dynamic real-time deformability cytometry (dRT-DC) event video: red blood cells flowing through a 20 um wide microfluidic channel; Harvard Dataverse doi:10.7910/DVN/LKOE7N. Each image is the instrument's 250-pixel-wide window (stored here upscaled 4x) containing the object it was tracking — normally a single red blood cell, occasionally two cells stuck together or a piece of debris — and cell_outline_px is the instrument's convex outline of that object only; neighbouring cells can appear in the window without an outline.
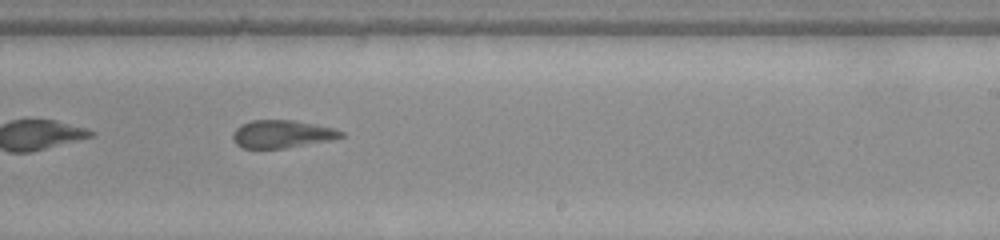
{"species": "common noctule bat (a hibernating species)", "species_latin": "Nyctalus noctula", "temperature_condition": "warm", "stored_images_in_passage": 36, "camera_frame_rate_fps": 3000, "um_per_image_px": 0.085, "animal": {"sex": "female", "body_mass_g": 22.0, "forearm_length_mm": 56.7}, "frame": {"image": 1, "passage_image": 16, "time_ms": 5.0, "image_size_px": [1000, 240], "cell_outline_px": [[344, 136], [332, 140], [284, 148], [244, 148], [236, 144], [232, 136], [236, 128], [252, 120], [292, 120], [332, 128], [344, 132]], "centroid_in_image_um": [23.97, 11.4], "position_along_channel_um": 265.0, "area_um2": 17.22}, "authors_computed_cell_mechanics": {"area_um2": 17.8602, "velocity_mm_per_s": 4.0744, "shape_relaxation_time_tau1_ms": null, "shape_relaxation_time_tau2_ms": 3.9463, "deformation_change_tau1": null, "deformation_change_tau2": 0.1451}}